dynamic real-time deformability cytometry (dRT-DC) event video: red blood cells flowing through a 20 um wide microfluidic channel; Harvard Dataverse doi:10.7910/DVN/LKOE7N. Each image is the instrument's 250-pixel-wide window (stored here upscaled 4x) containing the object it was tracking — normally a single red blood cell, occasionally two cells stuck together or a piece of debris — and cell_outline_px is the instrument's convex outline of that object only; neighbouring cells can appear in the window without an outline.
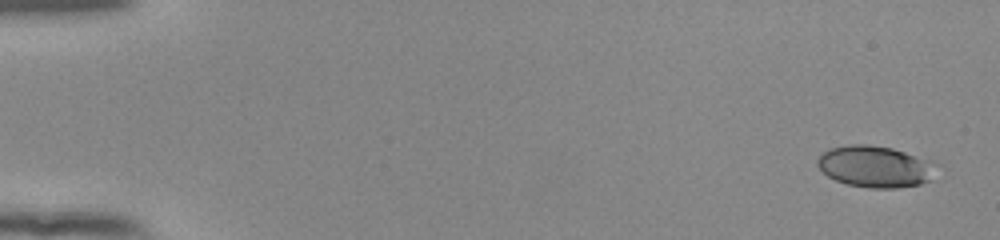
{"species": "human", "species_latin": "Homo sapiens", "temperature_condition": "room temperature", "stored_images_in_passage": 52, "camera_frame_rate_fps": 3000, "um_per_image_px": 0.085, "donor": {"sex": "female"}, "frame": {"image": 1, "passage_image": 1, "time_ms": 0.0, "image_size_px": [1000, 240], "cell_outline_px": [[932, 180], [920, 184], [896, 188], [872, 188], [848, 184], [836, 180], [828, 176], [816, 164], [816, 160], [828, 148], [848, 144], [868, 144], [892, 148], [932, 160]], "centroid_in_image_um": [74.36, 14.14], "position_along_channel_um": 10.6, "area_um2": 28.61}}
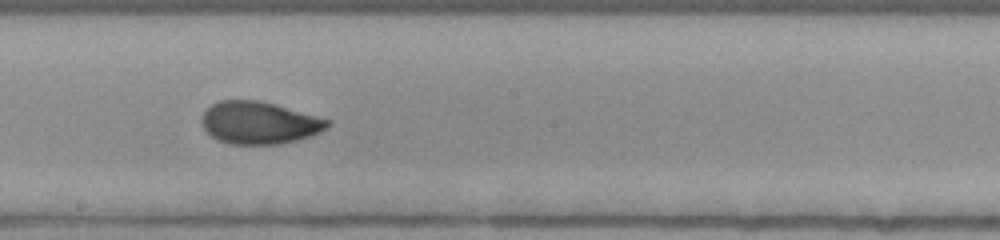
{"frame": {"image": 2, "passage_image": 30, "time_ms": 9.667, "image_size_px": [1000, 240], "cell_outline_px": [[332, 124], [328, 128], [320, 132], [296, 140], [280, 144], [228, 144], [216, 140], [204, 128], [200, 120], [204, 112], [212, 104], [220, 100], [260, 100], [276, 104], [332, 120]], "centroid_in_image_um": [22.05, 10.43], "position_along_channel_um": 226.1, "area_um2": 31.27}}
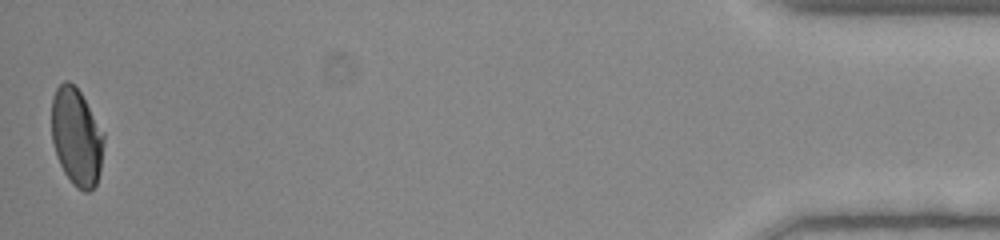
{"frame": {"image": 3, "passage_image": 52, "time_ms": 17.0, "image_size_px": [1000, 240], "cell_outline_px": [[104, 140], [100, 172], [96, 184], [88, 192], [84, 192], [76, 188], [72, 184], [64, 172], [56, 156], [52, 140], [52, 96], [56, 88], [64, 80], [68, 80], [80, 92], [104, 132]], "centroid_in_image_um": [6.5, 11.65], "position_along_channel_um": 428.7, "area_um2": 29.77}, "authors_computed_cell_mechanics": {"area_um2": 30.4317, "velocity_mm_per_s": 3.9266, "shape_relaxation_time_tau1_ms": 5.229, "shape_relaxation_time_tau2_ms": 1.0042, "deformation_change_tau1": 0.1528, "deformation_change_tau2": 0.0517}}